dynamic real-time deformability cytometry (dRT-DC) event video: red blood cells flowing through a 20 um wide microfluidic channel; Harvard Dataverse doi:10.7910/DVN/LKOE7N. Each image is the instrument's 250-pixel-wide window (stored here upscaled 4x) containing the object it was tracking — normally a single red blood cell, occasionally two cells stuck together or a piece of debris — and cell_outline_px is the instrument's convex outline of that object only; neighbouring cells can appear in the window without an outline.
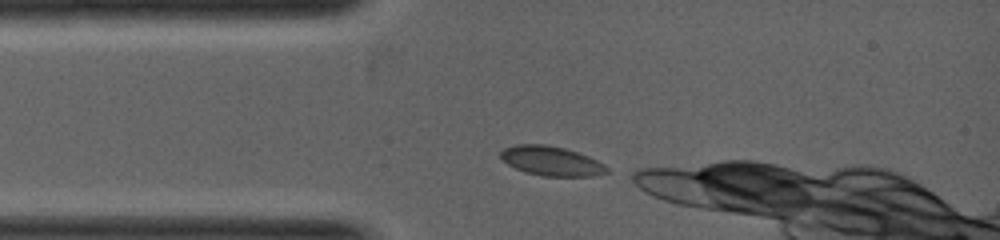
{"species": "common noctule bat (a hibernating species)", "species_latin": "Nyctalus noctula", "temperature_condition": "warm", "stored_images_in_passage": 6, "camera_frame_rate_fps": 5000, "um_per_image_px": 0.085, "animal": {"sex": "female", "body_mass_g": 19.0, "forearm_length_mm": 53.3}, "frame": {"image": 1, "passage_image": 1, "time_ms": 0.0, "image_size_px": [1000, 240], "cell_outline_px": [[608, 172], [592, 176], [540, 176], [524, 172], [508, 164], [500, 156], [500, 152], [504, 148], [516, 144], [544, 144], [564, 148], [588, 156], [604, 164], [608, 168]], "centroid_in_image_um": [46.85, 13.68], "position_along_channel_um": 38.2, "area_um2": 18.15}}